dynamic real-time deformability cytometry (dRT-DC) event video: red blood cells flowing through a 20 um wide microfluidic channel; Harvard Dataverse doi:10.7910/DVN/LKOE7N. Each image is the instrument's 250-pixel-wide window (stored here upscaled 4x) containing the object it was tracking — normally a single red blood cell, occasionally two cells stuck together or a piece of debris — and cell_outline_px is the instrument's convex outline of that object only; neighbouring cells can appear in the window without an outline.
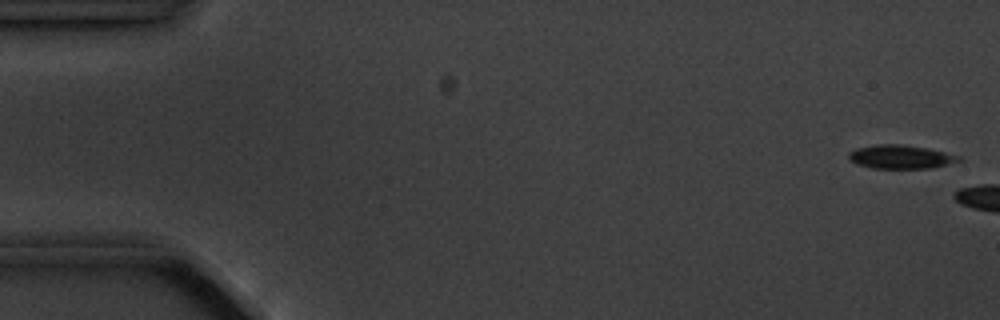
{"species": "common noctule bat (a hibernating species)", "species_latin": "Nyctalus noctula", "temperature_condition": "cold", "stored_images_in_passage": 3, "camera_frame_rate_fps": 3000, "um_per_image_px": 0.085, "animal": {"sex": "male", "body_mass_g": 20.1, "forearm_length_mm": 53.5}, "frame": {"image": 1, "passage_image": 1, "time_ms": 0.0, "image_size_px": [1000, 320], "cell_outline_px": [[964, 160], [932, 168], [872, 168], [856, 164], [848, 160], [848, 152], [856, 148], [876, 144], [900, 144], [928, 148], [960, 156]], "centroid_in_image_um": [76.53, 13.33], "position_along_channel_um": 8.5, "area_um2": 15.32}}